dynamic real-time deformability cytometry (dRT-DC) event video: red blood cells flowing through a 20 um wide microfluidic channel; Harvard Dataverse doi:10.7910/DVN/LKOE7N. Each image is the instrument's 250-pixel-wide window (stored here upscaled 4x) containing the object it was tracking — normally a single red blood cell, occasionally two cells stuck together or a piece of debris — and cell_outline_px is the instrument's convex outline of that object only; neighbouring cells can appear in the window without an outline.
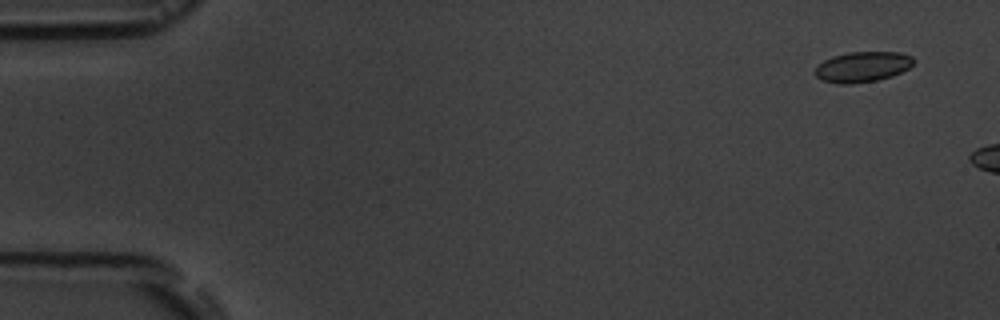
{"species": "common noctule bat (a hibernating species)", "species_latin": "Nyctalus noctula", "temperature_condition": "room temperature", "stored_images_in_passage": 4, "camera_frame_rate_fps": 3000, "um_per_image_px": 0.085, "animal": {"sex": "male", "body_mass_g": 19.5, "forearm_length_mm": 54.6}, "frame": {"image": 1, "passage_image": 2, "time_ms": 1.0, "image_size_px": [1000, 320], "cell_outline_px": [[916, 60], [908, 68], [892, 76], [876, 80], [852, 84], [840, 84], [820, 80], [812, 72], [824, 60], [832, 56], [848, 52], [900, 52], [912, 56]], "centroid_in_image_um": [73.29, 5.68], "position_along_channel_um": 11.7, "area_um2": 17.57}}